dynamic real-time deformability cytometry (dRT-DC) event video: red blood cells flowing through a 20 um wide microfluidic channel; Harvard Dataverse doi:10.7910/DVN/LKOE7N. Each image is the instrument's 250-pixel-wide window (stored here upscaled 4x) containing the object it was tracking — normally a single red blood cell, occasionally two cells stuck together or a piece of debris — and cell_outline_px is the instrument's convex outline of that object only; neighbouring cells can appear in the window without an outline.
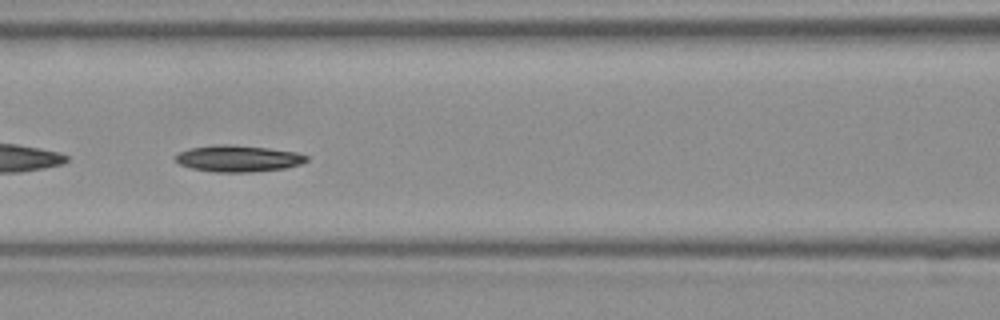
{"species": "Egyptian fruit bat (a non-hibernating species)", "species_latin": "Rousettus aegyptiacus", "temperature_condition": "room temperature", "stored_images_in_passage": 54, "segment_of_instrument_passage": [2, 2], "camera_frame_rate_fps": 3000, "um_per_image_px": 0.085, "frame": {"image": 1, "passage_image": 24, "time_ms": 7.667, "image_size_px": [1000, 320], "cell_outline_px": [[308, 160], [300, 164], [284, 168], [252, 172], [212, 172], [192, 168], [180, 164], [172, 160], [172, 156], [180, 152], [192, 148], [220, 144], [224, 144], [268, 148], [296, 152], [308, 156]], "centroid_in_image_um": [20.21, 13.48], "position_along_channel_um": 146.4, "area_um2": 20.17}}
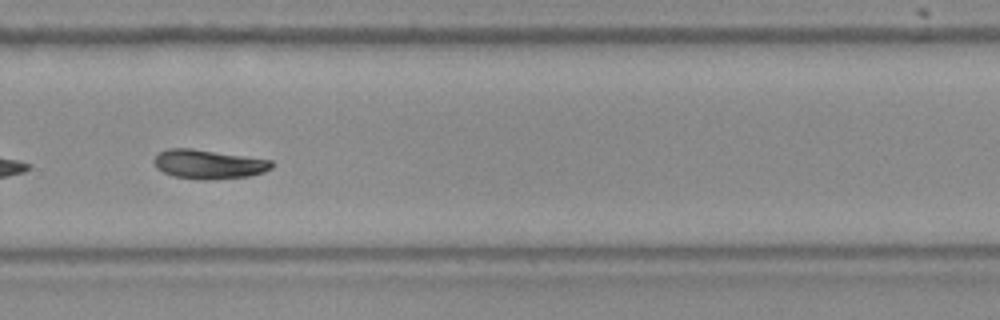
{"frame": {"image": 2, "passage_image": 37, "time_ms": 12.0, "image_size_px": [1000, 320], "cell_outline_px": [[272, 168], [264, 172], [248, 176], [208, 180], [200, 180], [172, 176], [156, 168], [152, 160], [160, 152], [168, 148], [192, 148], [272, 160]], "centroid_in_image_um": [17.7, 13.96], "position_along_channel_um": 312.1, "area_um2": 20.06}}
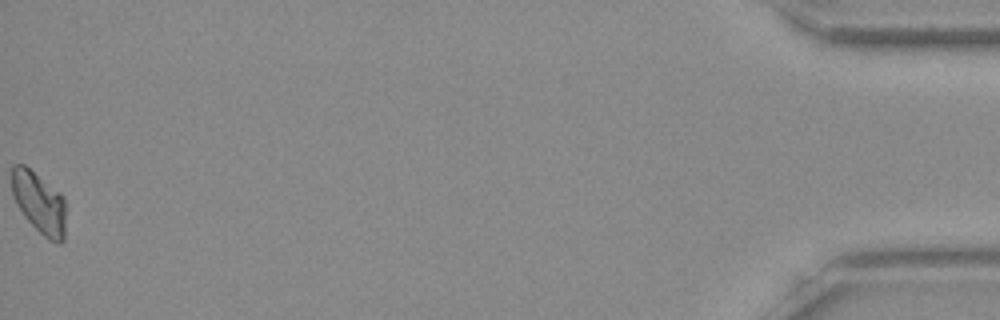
{"frame": {"image": 3, "passage_image": 54, "time_ms": 17.667, "image_size_px": [1000, 320], "cell_outline_px": [[64, 240], [60, 244], [56, 244], [48, 240], [24, 216], [16, 204], [12, 196], [12, 164], [24, 164], [60, 192], [64, 196]], "centroid_in_image_um": [3.32, 17.23], "position_along_channel_um": 431.9, "area_um2": 19.36}}